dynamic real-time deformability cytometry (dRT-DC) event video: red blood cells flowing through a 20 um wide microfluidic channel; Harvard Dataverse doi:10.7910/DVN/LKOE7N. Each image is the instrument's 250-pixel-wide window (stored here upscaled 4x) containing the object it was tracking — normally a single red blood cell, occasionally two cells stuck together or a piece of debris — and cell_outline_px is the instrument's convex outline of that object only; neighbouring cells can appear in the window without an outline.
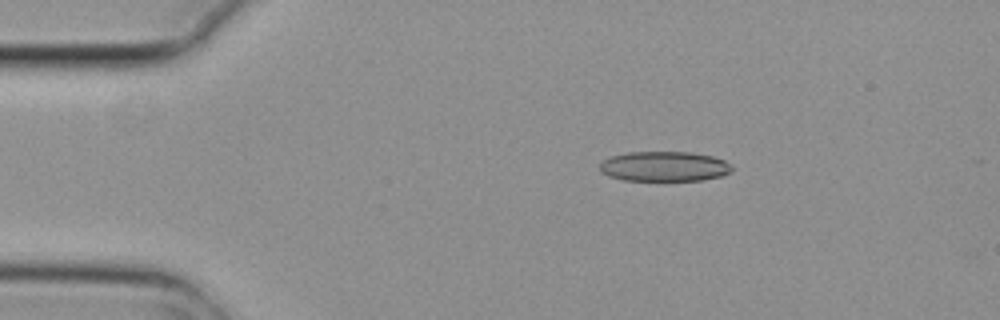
{"species": "common noctule bat (a hibernating species)", "species_latin": "Nyctalus noctula", "temperature_condition": "cold", "stored_images_in_passage": 7, "camera_frame_rate_fps": 3000, "um_per_image_px": 0.085, "animal": {"sex": "female", "body_mass_g": 29.2, "forearm_length_mm": 56.3}, "frame": {"image": 1, "passage_image": 2, "time_ms": 0.333, "image_size_px": [1000, 320], "cell_outline_px": [[732, 172], [720, 176], [704, 180], [624, 180], [608, 176], [600, 172], [600, 164], [604, 160], [612, 156], [628, 152], [692, 152], [712, 156], [724, 160], [732, 168]], "centroid_in_image_um": [56.46, 14.14], "position_along_channel_um": 28.5, "area_um2": 23.0}}
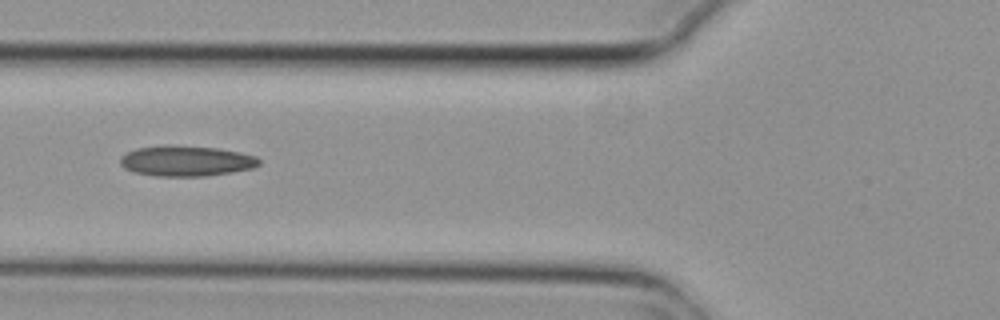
{"frame": {"image": 2, "passage_image": 5, "time_ms": 1.333, "image_size_px": [1000, 320], "cell_outline_px": [[260, 164], [252, 168], [232, 172], [208, 176], [156, 176], [136, 172], [124, 168], [120, 164], [120, 156], [136, 148], [164, 144], [172, 144], [216, 148], [240, 152], [256, 156], [260, 160]], "centroid_in_image_um": [15.82, 13.66], "position_along_channel_um": 110.0, "area_um2": 24.91}}
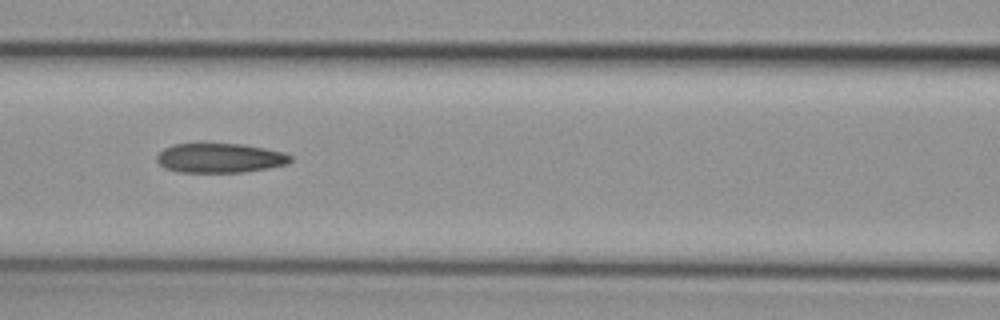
{"frame": {"image": 3, "passage_image": 6, "time_ms": 1.667, "image_size_px": [1000, 320], "cell_outline_px": [[292, 160], [288, 164], [268, 168], [244, 172], [180, 172], [164, 168], [156, 160], [156, 156], [164, 148], [172, 144], [240, 144], [264, 148], [284, 152], [292, 156]], "centroid_in_image_um": [18.7, 13.43], "position_along_channel_um": 147.9, "area_um2": 22.95}}